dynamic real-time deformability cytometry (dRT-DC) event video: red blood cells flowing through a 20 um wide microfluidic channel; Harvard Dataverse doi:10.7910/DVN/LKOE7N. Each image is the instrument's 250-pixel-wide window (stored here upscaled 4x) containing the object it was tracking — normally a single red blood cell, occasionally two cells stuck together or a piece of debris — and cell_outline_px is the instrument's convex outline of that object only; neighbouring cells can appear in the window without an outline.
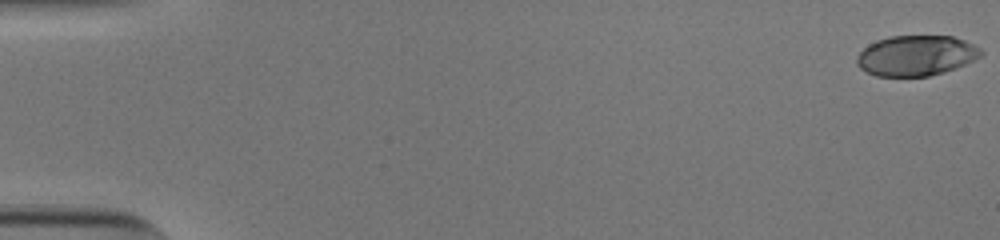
{"species": "human", "species_latin": "Homo sapiens", "temperature_condition": "cold", "stored_images_in_passage": 49, "camera_frame_rate_fps": 3000, "um_per_image_px": 0.085, "donor": {"sex": "male"}, "frame": {"image": 1, "passage_image": 1, "time_ms": 0.0, "image_size_px": [1000, 240], "cell_outline_px": [[984, 52], [980, 56], [956, 68], [944, 72], [928, 76], [876, 76], [860, 68], [856, 64], [856, 56], [868, 44], [876, 40], [888, 36], [952, 36], [964, 40], [980, 48]], "centroid_in_image_um": [77.84, 4.72], "position_along_channel_um": 7.2, "area_um2": 29.19}}
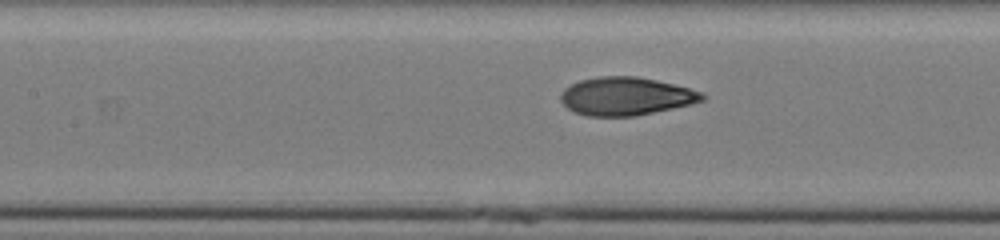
{"frame": {"image": 2, "passage_image": 26, "time_ms": 8.333, "image_size_px": [1000, 240], "cell_outline_px": [[708, 96], [704, 100], [692, 104], [636, 116], [588, 116], [576, 112], [568, 108], [560, 100], [560, 92], [564, 88], [580, 80], [600, 76], [636, 76], [656, 80], [704, 92]], "centroid_in_image_um": [53.22, 8.18], "position_along_channel_um": 154.2, "area_um2": 31.5}}
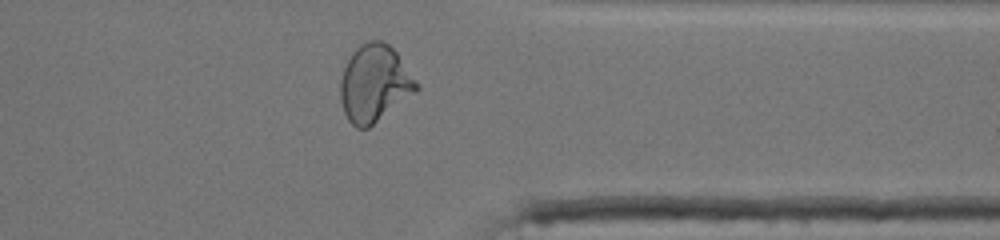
{"frame": {"image": 3, "passage_image": 44, "time_ms": 14.333, "image_size_px": [1000, 240], "cell_outline_px": [[420, 88], [416, 92], [368, 128], [356, 128], [348, 120], [344, 112], [340, 100], [340, 80], [344, 68], [352, 52], [360, 44], [368, 40], [380, 40], [388, 44], [396, 52], [420, 84]], "centroid_in_image_um": [31.83, 7.09], "position_along_channel_um": 379.6, "area_um2": 34.16}, "authors_computed_cell_mechanics": {"area_um2": 30.923, "velocity_mm_per_s": 3.8407, "shape_relaxation_time_tau1_ms": 6.2588, "shape_relaxation_time_tau2_ms": 0.8879, "deformation_change_tau1": 0.229, "deformation_change_tau2": 0.0654}}